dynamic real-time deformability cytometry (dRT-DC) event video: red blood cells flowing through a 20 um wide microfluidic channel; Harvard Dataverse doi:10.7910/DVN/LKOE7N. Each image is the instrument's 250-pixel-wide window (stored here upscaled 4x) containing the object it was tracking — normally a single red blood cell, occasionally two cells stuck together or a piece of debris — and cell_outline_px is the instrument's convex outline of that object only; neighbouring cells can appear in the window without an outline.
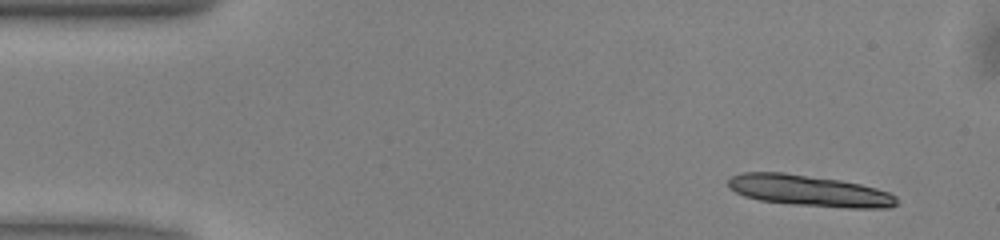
{"species": "common noctule bat (a hibernating species)", "species_latin": "Nyctalus noctula", "temperature_condition": "warm", "stored_images_in_passage": 10, "camera_frame_rate_fps": 3000, "um_per_image_px": 0.085, "animal": {"sex": "male", "body_mass_g": 13.0, "forearm_length_mm": 53.1}, "frame": {"image": 1, "passage_image": 1, "time_ms": 0.0, "image_size_px": [1000, 240], "cell_outline_px": [[896, 204], [888, 208], [848, 208], [792, 204], [760, 200], [744, 196], [728, 188], [728, 180], [732, 176], [740, 172], [784, 172], [840, 180], [860, 184], [876, 188], [888, 192], [896, 196]], "centroid_in_image_um": [68.76, 16.2], "position_along_channel_um": 16.2, "area_um2": 30.58}}